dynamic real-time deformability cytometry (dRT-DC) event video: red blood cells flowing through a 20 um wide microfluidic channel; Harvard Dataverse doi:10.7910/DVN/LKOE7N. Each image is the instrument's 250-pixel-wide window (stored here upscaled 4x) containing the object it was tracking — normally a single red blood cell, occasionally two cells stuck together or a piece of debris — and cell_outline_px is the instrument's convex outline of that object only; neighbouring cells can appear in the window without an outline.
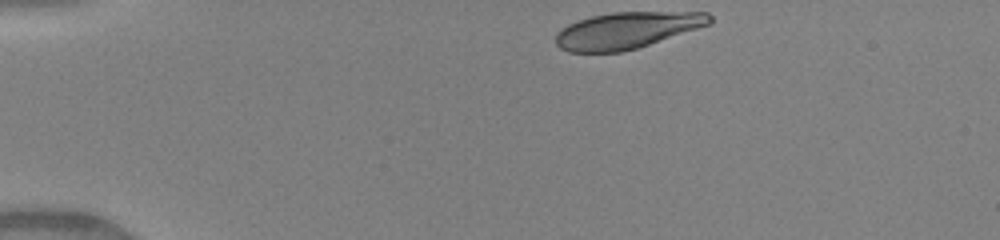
{"species": "human", "species_latin": "Homo sapiens", "temperature_condition": "warm", "stored_images_in_passage": 40, "camera_frame_rate_fps": 3000, "um_per_image_px": 0.085, "donor": {"sex": "female"}, "frame": {"image": 1, "passage_image": 1, "time_ms": 0.0, "image_size_px": [1000, 240], "cell_outline_px": [[712, 24], [636, 48], [620, 52], [568, 52], [560, 48], [556, 44], [556, 32], [560, 28], [568, 24], [592, 16], [612, 12], [708, 12], [712, 16]], "centroid_in_image_um": [53.29, 2.57], "position_along_channel_um": 31.7, "area_um2": 32.71}}
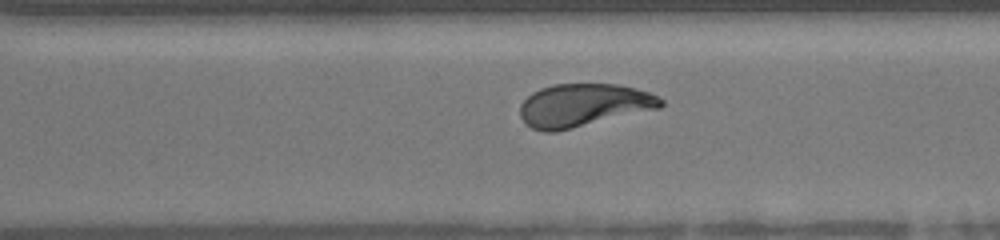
{"frame": {"image": 2, "passage_image": 27, "time_ms": 8.667, "image_size_px": [1000, 240], "cell_outline_px": [[664, 104], [660, 108], [556, 132], [544, 132], [532, 128], [520, 116], [520, 104], [532, 92], [540, 88], [552, 84], [616, 84], [636, 88], [648, 92], [664, 100]], "centroid_in_image_um": [49.59, 8.94], "position_along_channel_um": 321.0, "area_um2": 35.2}}
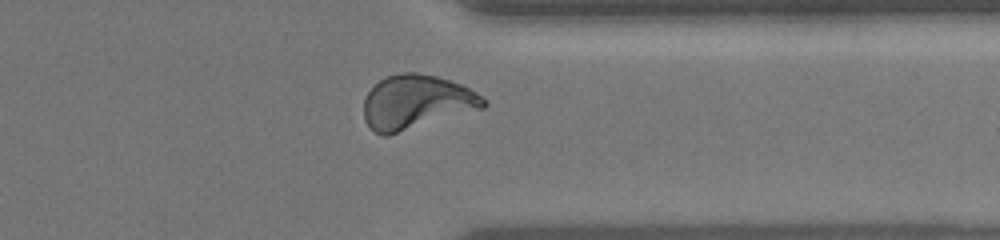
{"frame": {"image": 3, "passage_image": 31, "time_ms": 10.0, "image_size_px": [1000, 240], "cell_outline_px": [[488, 104], [484, 108], [388, 136], [384, 136], [376, 132], [364, 120], [364, 100], [368, 92], [380, 80], [388, 76], [400, 72], [416, 72], [436, 76], [460, 84], [476, 92], [488, 100]], "centroid_in_image_um": [35.41, 8.68], "position_along_channel_um": 376.0, "area_um2": 37.74}, "authors_computed_cell_mechanics": {"area_um2": 35.547, "velocity_mm_per_s": 4.1355, "shape_relaxation_time_tau1_ms": 4.5489, "shape_relaxation_time_tau2_ms": 1.0373, "deformation_change_tau1": 0.1808, "deformation_change_tau2": 0.0512}}